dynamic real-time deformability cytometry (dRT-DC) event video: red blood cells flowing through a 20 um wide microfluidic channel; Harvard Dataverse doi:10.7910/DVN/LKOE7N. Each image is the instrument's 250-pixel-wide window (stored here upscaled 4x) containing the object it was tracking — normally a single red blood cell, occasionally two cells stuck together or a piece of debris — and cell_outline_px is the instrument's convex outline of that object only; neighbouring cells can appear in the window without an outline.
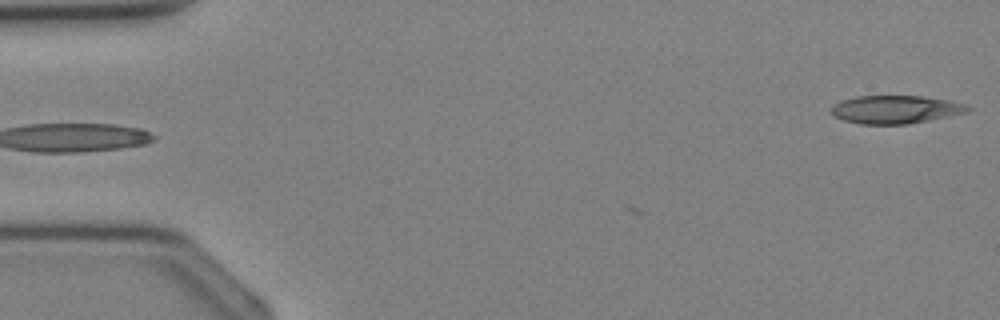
{"species": "Egyptian fruit bat (a non-hibernating species)", "species_latin": "Rousettus aegyptiacus", "temperature_condition": "cold", "stored_images_in_passage": 2, "camera_frame_rate_fps": 3000, "um_per_image_px": 0.085, "animal": {"sex": "female"}, "frame": {"image": 1, "passage_image": 2, "time_ms": 0.333, "image_size_px": [1000, 320], "cell_outline_px": [[972, 108], [968, 112], [908, 124], [860, 124], [844, 120], [832, 116], [828, 112], [832, 104], [840, 100], [856, 96], [924, 96], [952, 100], [964, 104]], "centroid_in_image_um": [76.06, 9.3], "position_along_channel_um": 8.9, "area_um2": 22.66}}